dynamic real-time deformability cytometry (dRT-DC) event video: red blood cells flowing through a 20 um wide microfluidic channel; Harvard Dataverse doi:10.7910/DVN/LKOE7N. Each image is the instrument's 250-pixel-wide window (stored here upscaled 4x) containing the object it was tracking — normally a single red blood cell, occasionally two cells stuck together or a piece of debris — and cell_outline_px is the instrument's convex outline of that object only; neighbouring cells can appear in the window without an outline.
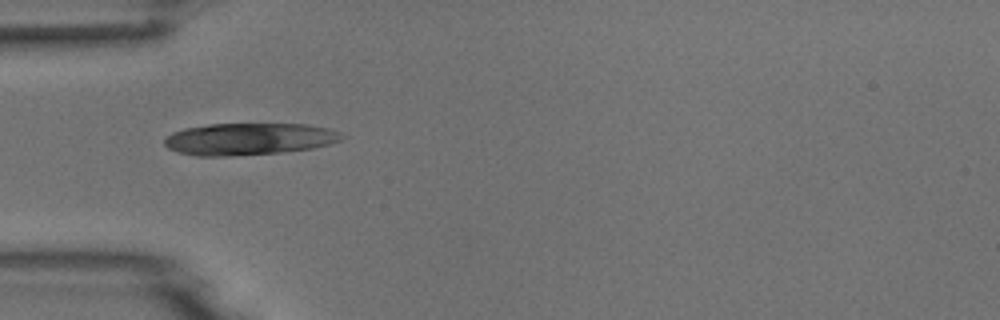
{"species": "common noctule bat (a hibernating species)", "species_latin": "Nyctalus noctula", "temperature_condition": "room temperature", "stored_images_in_passage": 37, "camera_frame_rate_fps": 3000, "um_per_image_px": 0.085, "animal": {"sex": "male", "body_mass_g": 18.8}, "frame": {"image": 1, "passage_image": 1, "time_ms": 0.0, "image_size_px": [1000, 320], "cell_outline_px": [[344, 136], [340, 140], [328, 144], [312, 148], [280, 152], [228, 156], [196, 156], [176, 152], [168, 148], [164, 144], [164, 140], [172, 132], [184, 128], [208, 124], [308, 124], [328, 128], [340, 132]], "centroid_in_image_um": [21.13, 11.81], "position_along_channel_um": 63.9, "area_um2": 33.0}}
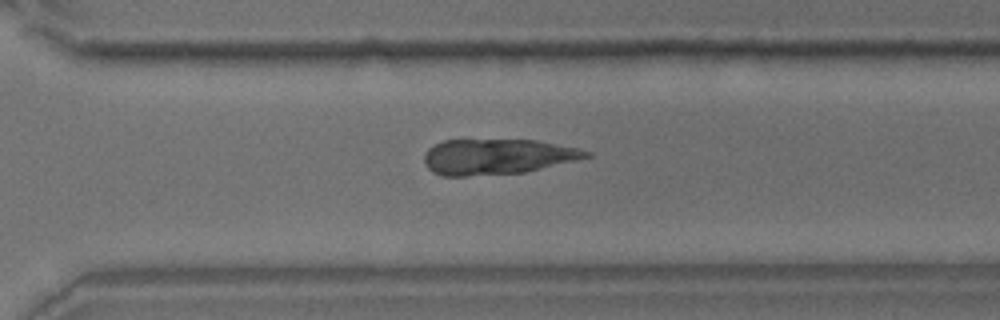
{"frame": {"image": 2, "passage_image": 22, "time_ms": 7.0, "image_size_px": [1000, 320], "cell_outline_px": [[592, 156], [576, 160], [524, 172], [468, 176], [440, 176], [432, 172], [424, 164], [424, 156], [428, 148], [432, 144], [444, 140], [536, 140], [580, 148], [592, 152]], "centroid_in_image_um": [42.23, 13.31], "position_along_channel_um": 328.4, "area_um2": 33.64}}
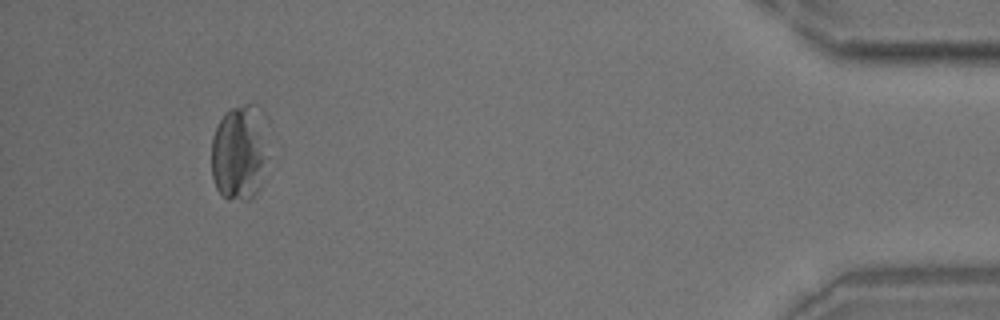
{"frame": {"image": 3, "passage_image": 34, "time_ms": 11.0, "image_size_px": [1000, 320], "cell_outline_px": [[268, 156], [264, 180], [260, 188], [248, 200], [228, 200], [216, 188], [212, 176], [212, 136], [224, 112], [232, 108], [244, 104], [256, 104], [264, 108], [268, 116]], "centroid_in_image_um": [20.45, 12.89], "position_along_channel_um": 414.8, "area_um2": 33.29}}